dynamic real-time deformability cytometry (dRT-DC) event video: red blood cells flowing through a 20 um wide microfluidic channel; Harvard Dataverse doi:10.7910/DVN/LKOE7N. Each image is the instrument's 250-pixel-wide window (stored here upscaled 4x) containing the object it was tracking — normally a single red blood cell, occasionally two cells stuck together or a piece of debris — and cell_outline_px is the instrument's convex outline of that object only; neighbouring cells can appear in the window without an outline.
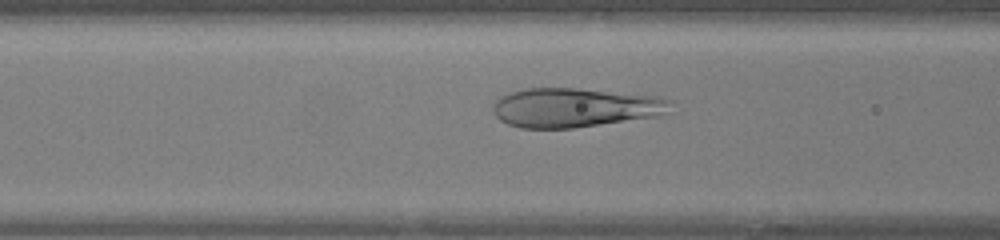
{"species": "human", "species_latin": "Homo sapiens", "temperature_condition": "warm", "stored_images_in_passage": 46, "camera_frame_rate_fps": 3000, "um_per_image_px": 0.085, "donor": {"sex": "female"}, "frame": {"image": 1, "passage_image": 17, "time_ms": 5.333, "image_size_px": [1000, 240], "cell_outline_px": [[672, 100], [668, 112], [660, 116], [572, 128], [520, 128], [508, 124], [500, 120], [492, 112], [492, 104], [500, 96], [524, 88], [580, 88], [660, 96]], "centroid_in_image_um": [48.87, 9.14], "position_along_channel_um": 117.7, "area_um2": 40.98}}
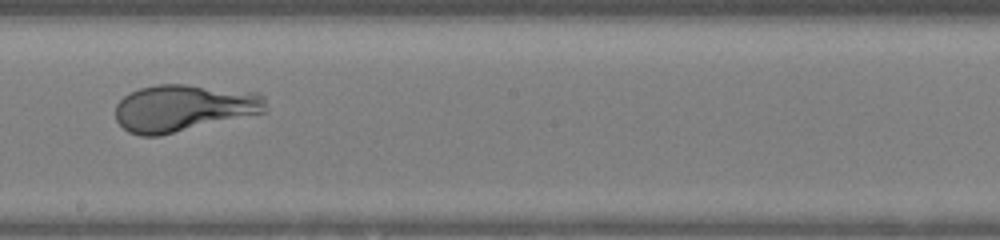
{"frame": {"image": 2, "passage_image": 25, "time_ms": 8.0, "image_size_px": [1000, 240], "cell_outline_px": [[268, 112], [160, 136], [140, 136], [128, 132], [116, 120], [116, 104], [124, 96], [140, 88], [156, 84], [184, 84], [260, 92], [264, 96]], "centroid_in_image_um": [15.66, 9.18], "position_along_channel_um": 232.5, "area_um2": 41.56}}
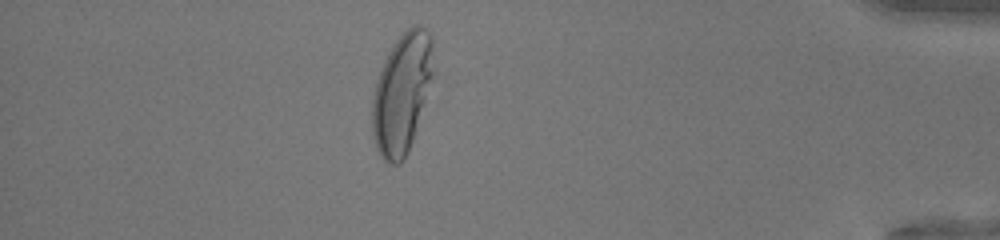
{"frame": {"image": 3, "passage_image": 40, "time_ms": 13.0, "image_size_px": [1000, 240], "cell_outline_px": [[432, 80], [408, 152], [404, 160], [400, 164], [388, 164], [380, 156], [376, 148], [372, 132], [372, 100], [376, 84], [384, 60], [392, 44], [412, 24], [420, 24], [432, 36]], "centroid_in_image_um": [34.15, 7.93], "position_along_channel_um": 401.1, "area_um2": 42.48}}